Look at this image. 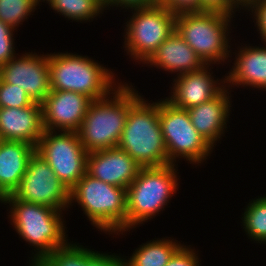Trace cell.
Returning a JSON list of instances; mask_svg holds the SVG:
<instances>
[{
	"label": "cell",
	"mask_w": 266,
	"mask_h": 266,
	"mask_svg": "<svg viewBox=\"0 0 266 266\" xmlns=\"http://www.w3.org/2000/svg\"><path fill=\"white\" fill-rule=\"evenodd\" d=\"M120 83L107 97L93 100L78 135L90 153L118 146L129 109L142 97L132 83Z\"/></svg>",
	"instance_id": "cell-1"
},
{
	"label": "cell",
	"mask_w": 266,
	"mask_h": 266,
	"mask_svg": "<svg viewBox=\"0 0 266 266\" xmlns=\"http://www.w3.org/2000/svg\"><path fill=\"white\" fill-rule=\"evenodd\" d=\"M2 203L9 204L8 208L11 207L8 218L14 226L13 230L34 248L35 253L31 254L29 266L36 265L48 253L64 247L69 242L63 211L46 205L23 202L12 194L5 196Z\"/></svg>",
	"instance_id": "cell-2"
},
{
	"label": "cell",
	"mask_w": 266,
	"mask_h": 266,
	"mask_svg": "<svg viewBox=\"0 0 266 266\" xmlns=\"http://www.w3.org/2000/svg\"><path fill=\"white\" fill-rule=\"evenodd\" d=\"M117 147L141 168L170 164L159 121V100L151 103L141 97L129 109Z\"/></svg>",
	"instance_id": "cell-3"
},
{
	"label": "cell",
	"mask_w": 266,
	"mask_h": 266,
	"mask_svg": "<svg viewBox=\"0 0 266 266\" xmlns=\"http://www.w3.org/2000/svg\"><path fill=\"white\" fill-rule=\"evenodd\" d=\"M48 63L51 90L78 92L100 100L122 83L115 80L113 70L78 53H50Z\"/></svg>",
	"instance_id": "cell-4"
},
{
	"label": "cell",
	"mask_w": 266,
	"mask_h": 266,
	"mask_svg": "<svg viewBox=\"0 0 266 266\" xmlns=\"http://www.w3.org/2000/svg\"><path fill=\"white\" fill-rule=\"evenodd\" d=\"M177 168L176 164H169L139 169L126 189V231L144 225L165 210L179 189Z\"/></svg>",
	"instance_id": "cell-5"
},
{
	"label": "cell",
	"mask_w": 266,
	"mask_h": 266,
	"mask_svg": "<svg viewBox=\"0 0 266 266\" xmlns=\"http://www.w3.org/2000/svg\"><path fill=\"white\" fill-rule=\"evenodd\" d=\"M76 202L98 231L116 236L126 233V189L107 184L86 172L70 190V206Z\"/></svg>",
	"instance_id": "cell-6"
},
{
	"label": "cell",
	"mask_w": 266,
	"mask_h": 266,
	"mask_svg": "<svg viewBox=\"0 0 266 266\" xmlns=\"http://www.w3.org/2000/svg\"><path fill=\"white\" fill-rule=\"evenodd\" d=\"M234 16L206 10L178 14L175 19V31L206 65H224L228 58L232 57L229 33Z\"/></svg>",
	"instance_id": "cell-7"
},
{
	"label": "cell",
	"mask_w": 266,
	"mask_h": 266,
	"mask_svg": "<svg viewBox=\"0 0 266 266\" xmlns=\"http://www.w3.org/2000/svg\"><path fill=\"white\" fill-rule=\"evenodd\" d=\"M124 35V51L133 61L144 64L175 31L176 16L161 4L131 8Z\"/></svg>",
	"instance_id": "cell-8"
},
{
	"label": "cell",
	"mask_w": 266,
	"mask_h": 266,
	"mask_svg": "<svg viewBox=\"0 0 266 266\" xmlns=\"http://www.w3.org/2000/svg\"><path fill=\"white\" fill-rule=\"evenodd\" d=\"M159 121L170 164H175L178 158L199 166L206 162L214 148L192 125L187 110L161 99Z\"/></svg>",
	"instance_id": "cell-9"
},
{
	"label": "cell",
	"mask_w": 266,
	"mask_h": 266,
	"mask_svg": "<svg viewBox=\"0 0 266 266\" xmlns=\"http://www.w3.org/2000/svg\"><path fill=\"white\" fill-rule=\"evenodd\" d=\"M35 152L69 190L86 173L88 152L80 142L78 132L44 130Z\"/></svg>",
	"instance_id": "cell-10"
},
{
	"label": "cell",
	"mask_w": 266,
	"mask_h": 266,
	"mask_svg": "<svg viewBox=\"0 0 266 266\" xmlns=\"http://www.w3.org/2000/svg\"><path fill=\"white\" fill-rule=\"evenodd\" d=\"M12 195L23 202L46 205L58 211L70 208V190L36 152L30 157L26 172Z\"/></svg>",
	"instance_id": "cell-11"
},
{
	"label": "cell",
	"mask_w": 266,
	"mask_h": 266,
	"mask_svg": "<svg viewBox=\"0 0 266 266\" xmlns=\"http://www.w3.org/2000/svg\"><path fill=\"white\" fill-rule=\"evenodd\" d=\"M17 56L0 67V78L20 86L33 102L41 104L51 91L48 53L31 51Z\"/></svg>",
	"instance_id": "cell-12"
},
{
	"label": "cell",
	"mask_w": 266,
	"mask_h": 266,
	"mask_svg": "<svg viewBox=\"0 0 266 266\" xmlns=\"http://www.w3.org/2000/svg\"><path fill=\"white\" fill-rule=\"evenodd\" d=\"M92 101L82 93L51 90L41 103L44 130L77 132Z\"/></svg>",
	"instance_id": "cell-13"
},
{
	"label": "cell",
	"mask_w": 266,
	"mask_h": 266,
	"mask_svg": "<svg viewBox=\"0 0 266 266\" xmlns=\"http://www.w3.org/2000/svg\"><path fill=\"white\" fill-rule=\"evenodd\" d=\"M210 66L205 65L200 70L173 78L171 96L165 99L176 107L188 110L214 98L226 87V80H215L213 67Z\"/></svg>",
	"instance_id": "cell-14"
},
{
	"label": "cell",
	"mask_w": 266,
	"mask_h": 266,
	"mask_svg": "<svg viewBox=\"0 0 266 266\" xmlns=\"http://www.w3.org/2000/svg\"><path fill=\"white\" fill-rule=\"evenodd\" d=\"M141 167L118 147L90 152L86 172L107 184L127 189Z\"/></svg>",
	"instance_id": "cell-15"
},
{
	"label": "cell",
	"mask_w": 266,
	"mask_h": 266,
	"mask_svg": "<svg viewBox=\"0 0 266 266\" xmlns=\"http://www.w3.org/2000/svg\"><path fill=\"white\" fill-rule=\"evenodd\" d=\"M44 133L42 106L33 102L27 107L0 108V135L5 141H20L32 146Z\"/></svg>",
	"instance_id": "cell-16"
},
{
	"label": "cell",
	"mask_w": 266,
	"mask_h": 266,
	"mask_svg": "<svg viewBox=\"0 0 266 266\" xmlns=\"http://www.w3.org/2000/svg\"><path fill=\"white\" fill-rule=\"evenodd\" d=\"M231 91L225 87L211 100L187 110L192 125L212 147L216 146V142L219 143L227 131L231 102H233L231 101Z\"/></svg>",
	"instance_id": "cell-17"
},
{
	"label": "cell",
	"mask_w": 266,
	"mask_h": 266,
	"mask_svg": "<svg viewBox=\"0 0 266 266\" xmlns=\"http://www.w3.org/2000/svg\"><path fill=\"white\" fill-rule=\"evenodd\" d=\"M238 46L235 60L227 75L226 87L232 89L233 86L248 87L266 91V43L265 46H250L247 44ZM231 86V88H230Z\"/></svg>",
	"instance_id": "cell-18"
},
{
	"label": "cell",
	"mask_w": 266,
	"mask_h": 266,
	"mask_svg": "<svg viewBox=\"0 0 266 266\" xmlns=\"http://www.w3.org/2000/svg\"><path fill=\"white\" fill-rule=\"evenodd\" d=\"M166 72L176 73L174 76L194 72L206 64L195 51L176 32H172L144 63Z\"/></svg>",
	"instance_id": "cell-19"
},
{
	"label": "cell",
	"mask_w": 266,
	"mask_h": 266,
	"mask_svg": "<svg viewBox=\"0 0 266 266\" xmlns=\"http://www.w3.org/2000/svg\"><path fill=\"white\" fill-rule=\"evenodd\" d=\"M35 146L20 141H5L0 144V196L13 194L24 176Z\"/></svg>",
	"instance_id": "cell-20"
},
{
	"label": "cell",
	"mask_w": 266,
	"mask_h": 266,
	"mask_svg": "<svg viewBox=\"0 0 266 266\" xmlns=\"http://www.w3.org/2000/svg\"><path fill=\"white\" fill-rule=\"evenodd\" d=\"M169 238L152 239L141 244L133 251L130 258L125 257L126 266H166L183 244L174 238Z\"/></svg>",
	"instance_id": "cell-21"
},
{
	"label": "cell",
	"mask_w": 266,
	"mask_h": 266,
	"mask_svg": "<svg viewBox=\"0 0 266 266\" xmlns=\"http://www.w3.org/2000/svg\"><path fill=\"white\" fill-rule=\"evenodd\" d=\"M55 13L76 22H91L104 12L103 0H52L48 4Z\"/></svg>",
	"instance_id": "cell-22"
},
{
	"label": "cell",
	"mask_w": 266,
	"mask_h": 266,
	"mask_svg": "<svg viewBox=\"0 0 266 266\" xmlns=\"http://www.w3.org/2000/svg\"><path fill=\"white\" fill-rule=\"evenodd\" d=\"M252 199L242 213V227L251 241L266 244V195Z\"/></svg>",
	"instance_id": "cell-23"
},
{
	"label": "cell",
	"mask_w": 266,
	"mask_h": 266,
	"mask_svg": "<svg viewBox=\"0 0 266 266\" xmlns=\"http://www.w3.org/2000/svg\"><path fill=\"white\" fill-rule=\"evenodd\" d=\"M34 266H86V248L79 243L68 242L48 253Z\"/></svg>",
	"instance_id": "cell-24"
},
{
	"label": "cell",
	"mask_w": 266,
	"mask_h": 266,
	"mask_svg": "<svg viewBox=\"0 0 266 266\" xmlns=\"http://www.w3.org/2000/svg\"><path fill=\"white\" fill-rule=\"evenodd\" d=\"M36 7L35 0H0V20L17 31L19 25L33 15Z\"/></svg>",
	"instance_id": "cell-25"
},
{
	"label": "cell",
	"mask_w": 266,
	"mask_h": 266,
	"mask_svg": "<svg viewBox=\"0 0 266 266\" xmlns=\"http://www.w3.org/2000/svg\"><path fill=\"white\" fill-rule=\"evenodd\" d=\"M33 103L20 86L6 83L0 78V108L27 107Z\"/></svg>",
	"instance_id": "cell-26"
},
{
	"label": "cell",
	"mask_w": 266,
	"mask_h": 266,
	"mask_svg": "<svg viewBox=\"0 0 266 266\" xmlns=\"http://www.w3.org/2000/svg\"><path fill=\"white\" fill-rule=\"evenodd\" d=\"M14 32L11 26L0 20V67L18 55L15 51Z\"/></svg>",
	"instance_id": "cell-27"
},
{
	"label": "cell",
	"mask_w": 266,
	"mask_h": 266,
	"mask_svg": "<svg viewBox=\"0 0 266 266\" xmlns=\"http://www.w3.org/2000/svg\"><path fill=\"white\" fill-rule=\"evenodd\" d=\"M86 247V266H126L125 258L115 253L92 251Z\"/></svg>",
	"instance_id": "cell-28"
},
{
	"label": "cell",
	"mask_w": 266,
	"mask_h": 266,
	"mask_svg": "<svg viewBox=\"0 0 266 266\" xmlns=\"http://www.w3.org/2000/svg\"><path fill=\"white\" fill-rule=\"evenodd\" d=\"M252 13L261 42L266 43V0H253L245 9Z\"/></svg>",
	"instance_id": "cell-29"
},
{
	"label": "cell",
	"mask_w": 266,
	"mask_h": 266,
	"mask_svg": "<svg viewBox=\"0 0 266 266\" xmlns=\"http://www.w3.org/2000/svg\"><path fill=\"white\" fill-rule=\"evenodd\" d=\"M198 251L190 245H182L171 257L166 266H201ZM200 261V262H199ZM200 263V264H199Z\"/></svg>",
	"instance_id": "cell-30"
},
{
	"label": "cell",
	"mask_w": 266,
	"mask_h": 266,
	"mask_svg": "<svg viewBox=\"0 0 266 266\" xmlns=\"http://www.w3.org/2000/svg\"><path fill=\"white\" fill-rule=\"evenodd\" d=\"M159 4L167 8L175 16L183 13L205 11L200 0H159Z\"/></svg>",
	"instance_id": "cell-31"
},
{
	"label": "cell",
	"mask_w": 266,
	"mask_h": 266,
	"mask_svg": "<svg viewBox=\"0 0 266 266\" xmlns=\"http://www.w3.org/2000/svg\"><path fill=\"white\" fill-rule=\"evenodd\" d=\"M200 4L206 11H218L231 15H236L235 12L241 9L244 10L236 0H200Z\"/></svg>",
	"instance_id": "cell-32"
},
{
	"label": "cell",
	"mask_w": 266,
	"mask_h": 266,
	"mask_svg": "<svg viewBox=\"0 0 266 266\" xmlns=\"http://www.w3.org/2000/svg\"><path fill=\"white\" fill-rule=\"evenodd\" d=\"M105 10L113 9V7H119L121 9H131L138 7H147L152 6L159 3V0H103ZM109 8V9H108Z\"/></svg>",
	"instance_id": "cell-33"
},
{
	"label": "cell",
	"mask_w": 266,
	"mask_h": 266,
	"mask_svg": "<svg viewBox=\"0 0 266 266\" xmlns=\"http://www.w3.org/2000/svg\"><path fill=\"white\" fill-rule=\"evenodd\" d=\"M244 9L253 1V0H236Z\"/></svg>",
	"instance_id": "cell-34"
},
{
	"label": "cell",
	"mask_w": 266,
	"mask_h": 266,
	"mask_svg": "<svg viewBox=\"0 0 266 266\" xmlns=\"http://www.w3.org/2000/svg\"><path fill=\"white\" fill-rule=\"evenodd\" d=\"M35 1H36V3H37L38 6H41L40 5V2H45L46 1V3L49 4L52 0H35Z\"/></svg>",
	"instance_id": "cell-35"
},
{
	"label": "cell",
	"mask_w": 266,
	"mask_h": 266,
	"mask_svg": "<svg viewBox=\"0 0 266 266\" xmlns=\"http://www.w3.org/2000/svg\"><path fill=\"white\" fill-rule=\"evenodd\" d=\"M3 202V198L0 196V203H2Z\"/></svg>",
	"instance_id": "cell-36"
},
{
	"label": "cell",
	"mask_w": 266,
	"mask_h": 266,
	"mask_svg": "<svg viewBox=\"0 0 266 266\" xmlns=\"http://www.w3.org/2000/svg\"><path fill=\"white\" fill-rule=\"evenodd\" d=\"M2 141H3V139H2V137H1V135H0V144H1Z\"/></svg>",
	"instance_id": "cell-37"
}]
</instances>
